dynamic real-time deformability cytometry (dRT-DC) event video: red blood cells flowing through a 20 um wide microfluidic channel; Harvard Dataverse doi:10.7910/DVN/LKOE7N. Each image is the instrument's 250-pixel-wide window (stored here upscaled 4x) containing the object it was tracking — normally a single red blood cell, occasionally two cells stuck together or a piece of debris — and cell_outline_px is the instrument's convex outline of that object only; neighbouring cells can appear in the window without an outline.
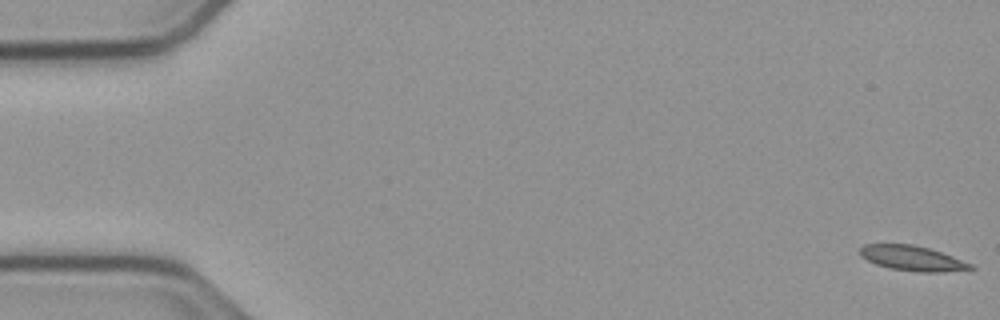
{"species": "common noctule bat (a hibernating species)", "species_latin": "Nyctalus noctula", "temperature_condition": "cold", "stored_images_in_passage": 55, "camera_frame_rate_fps": 3000, "um_per_image_px": 0.085, "animal": {"sex": "male", "body_mass_g": 23.1, "forearm_length_mm": 52.7}, "frame": {"image": 1, "passage_image": 1, "time_ms": 0.0, "image_size_px": [1000, 320], "cell_outline_px": [[976, 268], [940, 272], [920, 272], [888, 268], [876, 264], [860, 256], [860, 248], [864, 244], [912, 244], [928, 248], [952, 256], [972, 264]], "centroid_in_image_um": [77.52, 21.95], "position_along_channel_um": 7.5, "area_um2": 15.95}}
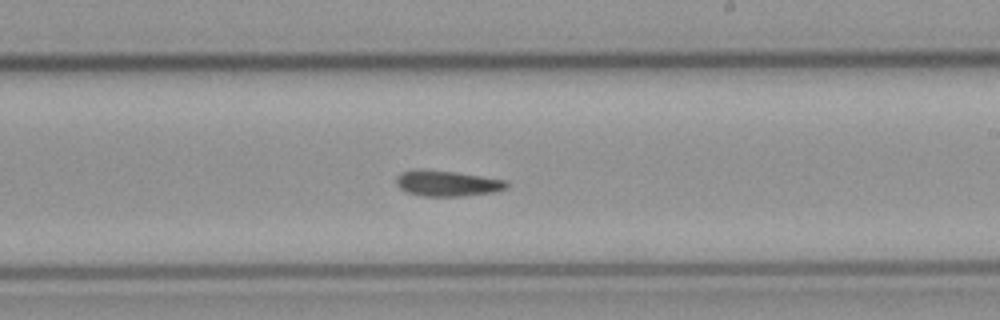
{"frame": {"image": 2, "passage_image": 32, "time_ms": 10.333, "image_size_px": [1000, 320], "cell_outline_px": [[508, 188], [492, 192], [460, 196], [424, 196], [408, 192], [400, 188], [396, 184], [396, 176], [400, 172], [456, 172], [504, 180], [508, 184]], "centroid_in_image_um": [38.05, 15.62], "position_along_channel_um": 251.0, "area_um2": 15.66}}
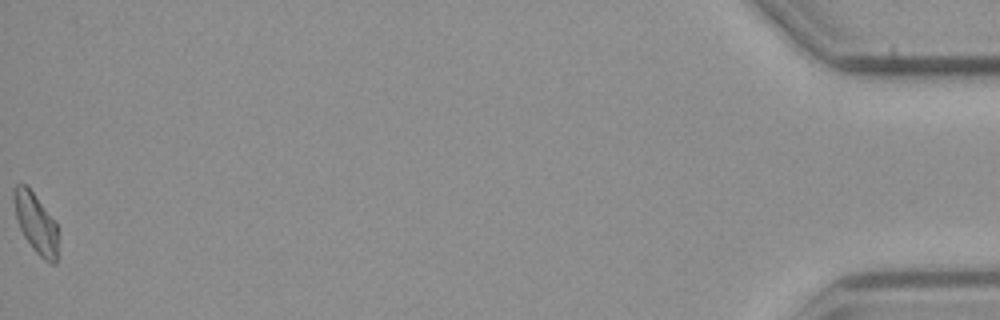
{"frame": {"image": 3, "passage_image": 55, "time_ms": 18.0, "image_size_px": [1000, 320], "cell_outline_px": [[56, 264], [52, 264], [44, 260], [32, 248], [24, 236], [20, 228], [16, 216], [12, 196], [12, 192], [16, 184], [28, 184], [56, 220]], "centroid_in_image_um": [3.03, 18.89], "position_along_channel_um": 432.2, "area_um2": 15.61}, "authors_computed_cell_mechanics": {"area_um2": 16.3574, "velocity_mm_per_s": 3.7709, "shape_relaxation_time_tau1_ms": 7.0062, "shape_relaxation_time_tau2_ms": 9.0957, "deformation_change_tau1": 0.1685, "deformation_change_tau2": 0.1818}}